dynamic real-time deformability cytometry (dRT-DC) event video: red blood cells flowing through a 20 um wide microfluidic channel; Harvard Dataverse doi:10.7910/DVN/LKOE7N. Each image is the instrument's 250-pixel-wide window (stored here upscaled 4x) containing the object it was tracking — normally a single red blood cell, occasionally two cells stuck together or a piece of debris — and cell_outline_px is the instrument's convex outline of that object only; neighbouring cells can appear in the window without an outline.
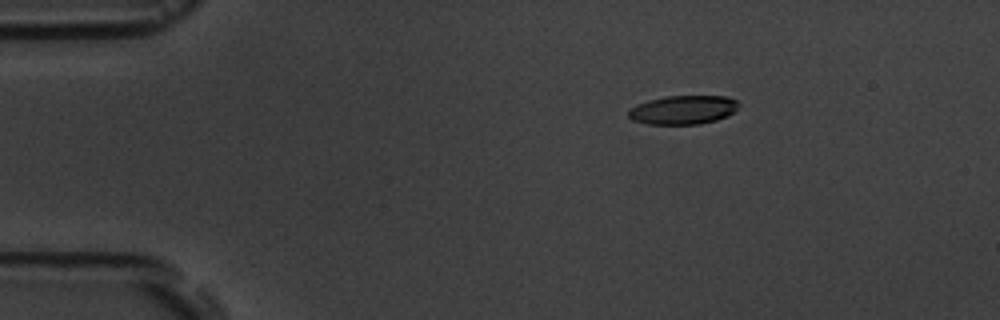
{"species": "common noctule bat (a hibernating species)", "species_latin": "Nyctalus noctula", "temperature_condition": "room temperature", "stored_images_in_passage": 3, "camera_frame_rate_fps": 3000, "um_per_image_px": 0.085, "animal": {"sex": "male", "body_mass_g": 19.5, "forearm_length_mm": 54.6}, "frame": {"image": 1, "passage_image": 1, "time_ms": 0.0, "image_size_px": [1000, 320], "cell_outline_px": [[740, 104], [728, 116], [716, 120], [700, 124], [648, 124], [632, 120], [628, 116], [628, 108], [648, 100], [664, 96], [728, 96], [736, 100]], "centroid_in_image_um": [58.05, 9.33], "position_along_channel_um": 27.0, "area_um2": 18.61}}